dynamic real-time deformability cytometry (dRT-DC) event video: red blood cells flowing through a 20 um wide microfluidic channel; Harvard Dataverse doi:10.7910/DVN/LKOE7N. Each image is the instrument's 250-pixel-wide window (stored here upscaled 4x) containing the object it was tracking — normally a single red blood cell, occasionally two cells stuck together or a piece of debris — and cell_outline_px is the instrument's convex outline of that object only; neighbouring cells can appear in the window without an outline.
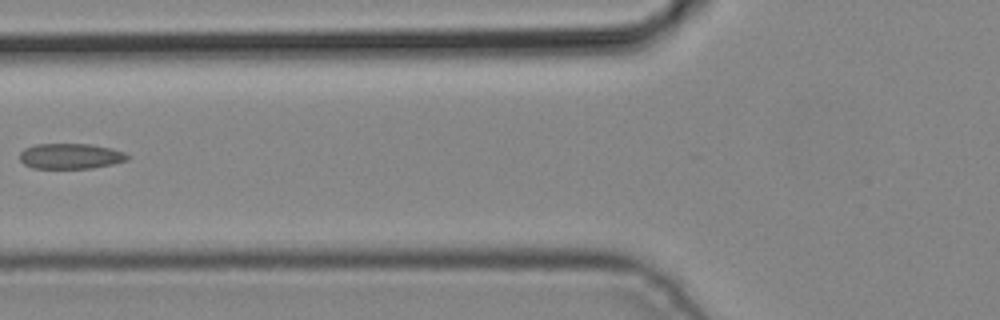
{"species": "common noctule bat (a hibernating species)", "species_latin": "Nyctalus noctula", "temperature_condition": "cold", "stored_images_in_passage": 4, "camera_frame_rate_fps": 3000, "um_per_image_px": 0.085, "animal": {"sex": "male", "body_mass_g": 19.2, "forearm_length_mm": 51.8}, "frame": {"image": 1, "passage_image": 4, "time_ms": 1.0, "image_size_px": [1000, 320], "cell_outline_px": [[128, 160], [112, 164], [92, 168], [32, 168], [24, 164], [20, 160], [20, 152], [24, 148], [36, 144], [92, 144], [112, 148], [124, 152], [128, 156]], "centroid_in_image_um": [5.99, 13.27], "position_along_channel_um": 119.8, "area_um2": 16.01}}